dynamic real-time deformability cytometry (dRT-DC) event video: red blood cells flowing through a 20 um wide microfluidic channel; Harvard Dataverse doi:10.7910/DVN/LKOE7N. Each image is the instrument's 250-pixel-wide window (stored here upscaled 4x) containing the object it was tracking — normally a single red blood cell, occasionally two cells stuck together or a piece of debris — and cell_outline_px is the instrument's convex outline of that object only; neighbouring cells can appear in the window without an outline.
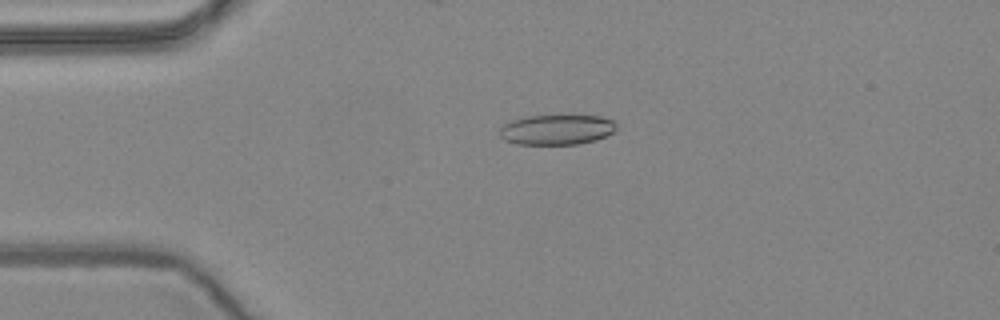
{"species": "common noctule bat (a hibernating species)", "species_latin": "Nyctalus noctula", "temperature_condition": "warm", "stored_images_in_passage": 45, "camera_frame_rate_fps": 3000, "um_per_image_px": 0.085, "animal": {"sex": "female", "body_mass_g": 24.6, "forearm_length_mm": 56.2}, "frame": {"image": 1, "passage_image": 1, "time_ms": 0.0, "image_size_px": [1000, 320], "cell_outline_px": [[616, 128], [612, 132], [596, 140], [580, 144], [516, 144], [504, 140], [500, 136], [500, 128], [504, 124], [512, 120], [524, 116], [600, 116], [612, 120], [616, 124]], "centroid_in_image_um": [47.29, 11.02], "position_along_channel_um": 37.7, "area_um2": 20.4}}
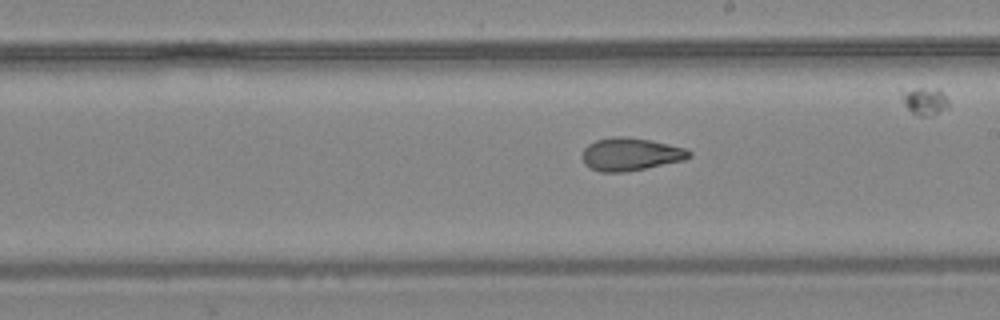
{"frame": {"image": 2, "passage_image": 20, "time_ms": 6.333, "image_size_px": [1000, 320], "cell_outline_px": [[692, 156], [684, 160], [624, 172], [600, 172], [584, 164], [580, 156], [584, 148], [588, 144], [596, 140], [612, 136], [628, 136], [668, 144], [684, 148], [692, 152]], "centroid_in_image_um": [53.55, 13.1], "position_along_channel_um": 235.4, "area_um2": 20.46}}
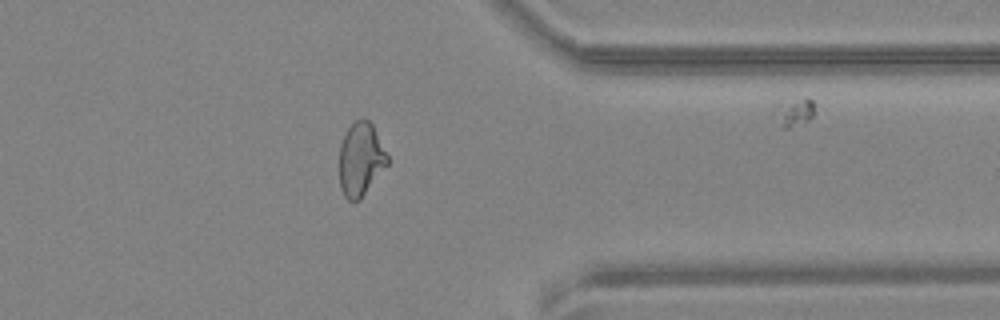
{"frame": {"image": 3, "passage_image": 33, "time_ms": 10.667, "image_size_px": [1000, 320], "cell_outline_px": [[388, 164], [360, 200], [348, 200], [344, 196], [340, 188], [340, 144], [348, 128], [360, 116], [364, 116], [372, 124], [388, 156]], "centroid_in_image_um": [30.66, 13.53], "position_along_channel_um": 380.7, "area_um2": 20.52}, "authors_computed_cell_mechanics": {"area_um2": 20.8658, "velocity_mm_per_s": 3.6073, "shape_relaxation_time_tau1_ms": null, "shape_relaxation_time_tau2_ms": 2.1072, "deformation_change_tau1": null, "deformation_change_tau2": 0.0768}}